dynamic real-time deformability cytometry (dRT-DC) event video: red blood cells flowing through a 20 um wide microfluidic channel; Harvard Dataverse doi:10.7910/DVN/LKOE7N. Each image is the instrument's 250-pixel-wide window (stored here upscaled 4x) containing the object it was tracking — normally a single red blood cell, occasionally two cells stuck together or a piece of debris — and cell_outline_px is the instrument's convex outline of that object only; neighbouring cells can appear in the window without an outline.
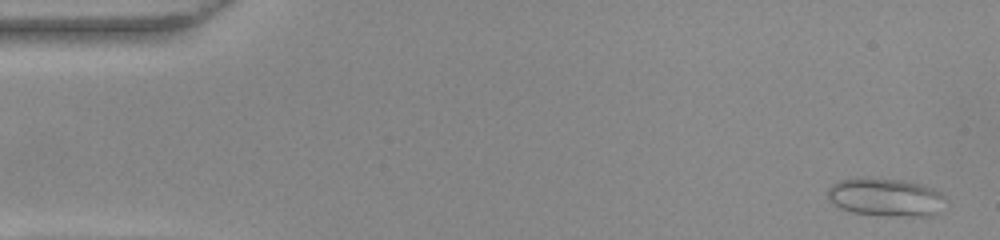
{"species": "common noctule bat (a hibernating species)", "species_latin": "Nyctalus noctula", "temperature_condition": "warm", "stored_images_in_passage": 52, "camera_frame_rate_fps": 3000, "um_per_image_px": 0.085, "animal": {"sex": "female", "body_mass_g": 22.0, "forearm_length_mm": 56.7}, "frame": {"image": 1, "passage_image": 2, "time_ms": 0.333, "image_size_px": [1000, 240], "cell_outline_px": [[944, 212], [932, 216], [880, 216], [852, 212], [840, 208], [828, 200], [828, 188], [832, 184], [840, 180], [856, 176], [860, 176], [904, 180], [924, 184], [940, 192], [944, 196]], "centroid_in_image_um": [75.3, 16.76], "position_along_channel_um": 9.7, "area_um2": 27.11}}
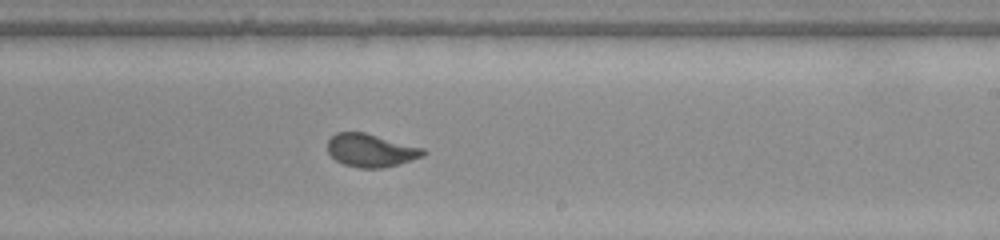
{"frame": {"image": 2, "passage_image": 31, "time_ms": 10.0, "image_size_px": [1000, 240], "cell_outline_px": [[424, 156], [400, 164], [380, 168], [356, 168], [344, 164], [336, 160], [328, 152], [328, 140], [336, 132], [364, 132], [424, 148]], "centroid_in_image_um": [31.52, 12.78], "position_along_channel_um": 257.5, "area_um2": 18.38}}
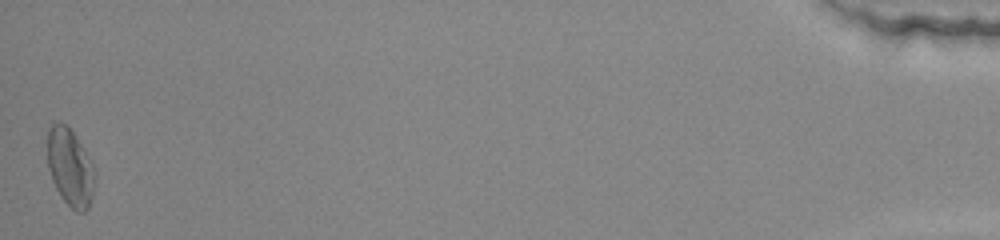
{"frame": {"image": 3, "passage_image": 52, "time_ms": 17.0, "image_size_px": [1000, 240], "cell_outline_px": [[92, 196], [88, 208], [84, 212], [76, 212], [60, 196], [52, 180], [48, 168], [48, 128], [52, 124], [60, 120], [72, 132], [80, 144], [92, 164]], "centroid_in_image_um": [5.91, 14.23], "position_along_channel_um": 429.3, "area_um2": 20.69}, "authors_computed_cell_mechanics": {"area_um2": 18.9584, "velocity_mm_per_s": 3.8779, "shape_relaxation_time_tau1_ms": 9.2229, "shape_relaxation_time_tau2_ms": null, "deformation_change_tau1": 0.2326, "deformation_change_tau2": null}}